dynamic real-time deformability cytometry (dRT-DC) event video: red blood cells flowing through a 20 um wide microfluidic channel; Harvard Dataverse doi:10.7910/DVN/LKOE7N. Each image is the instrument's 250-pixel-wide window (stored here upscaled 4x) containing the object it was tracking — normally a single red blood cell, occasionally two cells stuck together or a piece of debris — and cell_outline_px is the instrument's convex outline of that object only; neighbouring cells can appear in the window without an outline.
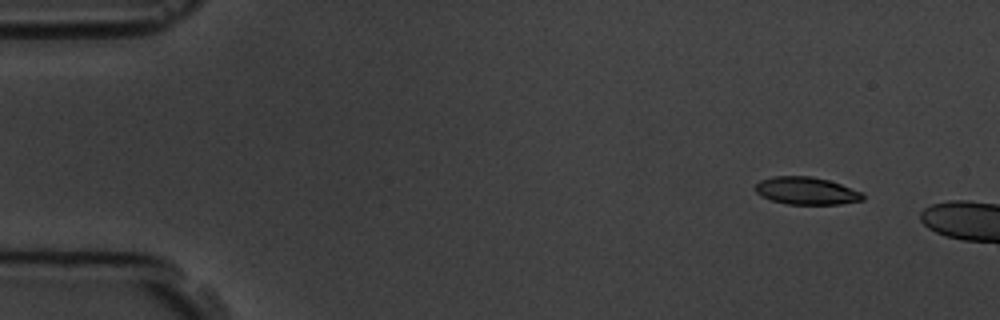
{"species": "common noctule bat (a hibernating species)", "species_latin": "Nyctalus noctula", "temperature_condition": "room temperature", "stored_images_in_passage": 3, "camera_frame_rate_fps": 3000, "um_per_image_px": 0.085, "animal": {"sex": "male", "body_mass_g": 19.5, "forearm_length_mm": 54.6}, "frame": {"image": 1, "passage_image": 1, "time_ms": 0.0, "image_size_px": [1000, 320], "cell_outline_px": [[864, 200], [840, 204], [788, 204], [772, 200], [760, 196], [756, 192], [756, 184], [760, 180], [772, 176], [812, 176], [828, 180], [864, 192]], "centroid_in_image_um": [68.56, 16.22], "position_along_channel_um": 16.4, "area_um2": 17.28}}